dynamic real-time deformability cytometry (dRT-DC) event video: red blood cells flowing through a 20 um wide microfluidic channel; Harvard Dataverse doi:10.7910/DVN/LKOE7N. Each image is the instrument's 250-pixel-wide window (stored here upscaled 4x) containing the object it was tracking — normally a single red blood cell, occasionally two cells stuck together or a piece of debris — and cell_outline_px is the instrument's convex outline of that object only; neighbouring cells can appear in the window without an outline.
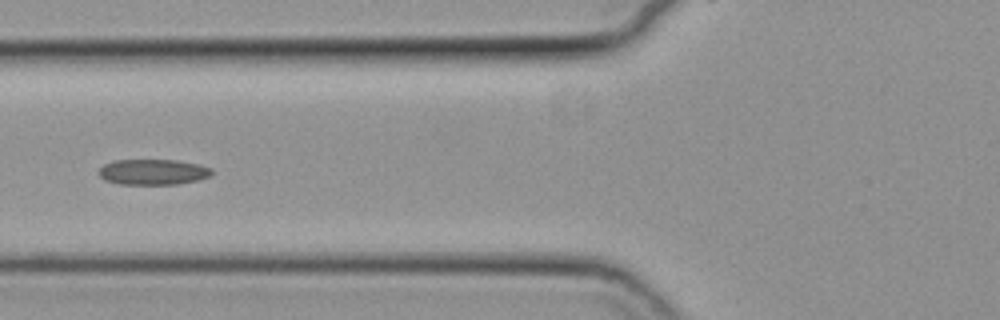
{"species": "common noctule bat (a hibernating species)", "species_latin": "Nyctalus noctula", "temperature_condition": "cold", "stored_images_in_passage": 20, "camera_frame_rate_fps": 3000, "um_per_image_px": 0.085, "animal": {"sex": "female", "body_mass_g": 19.3, "forearm_length_mm": 54.1}, "frame": {"image": 1, "passage_image": 6, "time_ms": 1.667, "image_size_px": [1000, 320], "cell_outline_px": [[212, 172], [208, 176], [196, 180], [176, 184], [120, 184], [104, 180], [96, 172], [104, 164], [112, 160], [176, 160], [200, 164], [212, 168]], "centroid_in_image_um": [12.96, 14.61], "position_along_channel_um": 112.8, "area_um2": 16.88}}
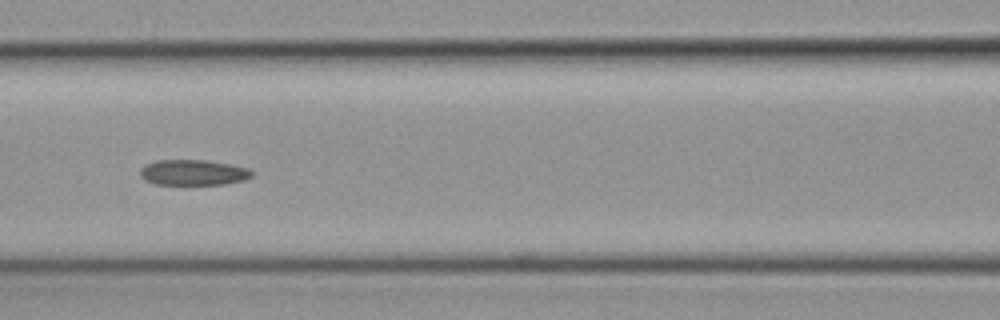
{"frame": {"image": 2, "passage_image": 9, "time_ms": 2.667, "image_size_px": [1000, 320], "cell_outline_px": [[252, 176], [244, 180], [224, 184], [156, 184], [144, 180], [140, 176], [140, 168], [144, 164], [156, 160], [204, 160], [232, 164], [248, 168], [252, 172]], "centroid_in_image_um": [16.39, 14.65], "position_along_channel_um": 150.2, "area_um2": 16.7}}